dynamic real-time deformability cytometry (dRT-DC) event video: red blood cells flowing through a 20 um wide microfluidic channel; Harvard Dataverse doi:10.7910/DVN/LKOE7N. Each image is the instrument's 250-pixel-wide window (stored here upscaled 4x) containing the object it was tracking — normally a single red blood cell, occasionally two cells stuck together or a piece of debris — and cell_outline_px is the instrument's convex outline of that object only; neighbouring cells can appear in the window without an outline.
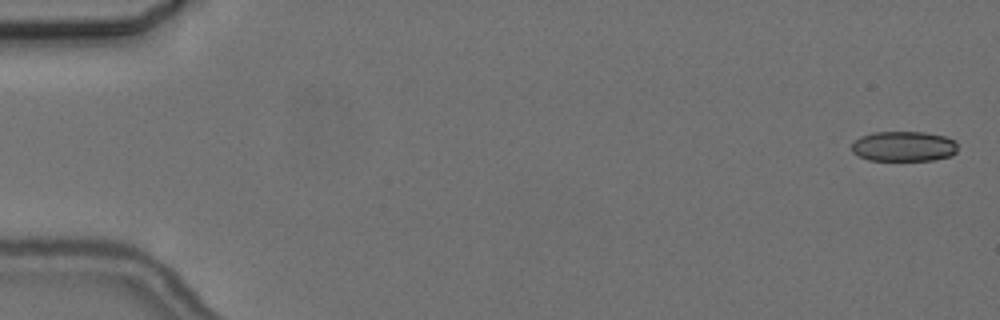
{"species": "common noctule bat (a hibernating species)", "species_latin": "Nyctalus noctula", "temperature_condition": "cold", "stored_images_in_passage": 6, "camera_frame_rate_fps": 3000, "um_per_image_px": 0.085, "animal": {"sex": "female", "body_mass_g": 24.6, "forearm_length_mm": 56.2}, "frame": {"image": 1, "passage_image": 1, "time_ms": 0.0, "image_size_px": [1000, 320], "cell_outline_px": [[956, 152], [952, 156], [936, 160], [868, 160], [852, 152], [852, 144], [860, 136], [872, 132], [924, 132], [944, 136], [956, 140]], "centroid_in_image_um": [76.83, 12.44], "position_along_channel_um": 8.2, "area_um2": 18.73}}
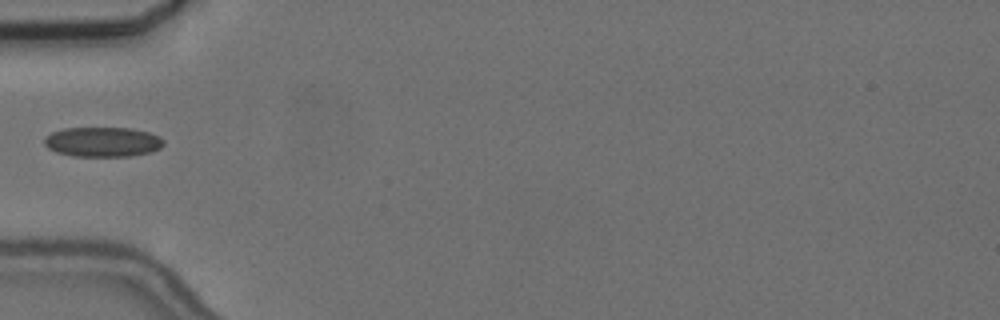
{"frame": {"image": 2, "passage_image": 6, "time_ms": 6.0, "image_size_px": [1000, 320], "cell_outline_px": [[164, 144], [160, 148], [152, 152], [132, 156], [72, 156], [56, 152], [48, 148], [44, 144], [44, 136], [52, 132], [64, 128], [132, 128], [148, 132], [160, 136], [164, 140]], "centroid_in_image_um": [8.73, 12.06], "position_along_channel_um": 76.3, "area_um2": 20.92}}